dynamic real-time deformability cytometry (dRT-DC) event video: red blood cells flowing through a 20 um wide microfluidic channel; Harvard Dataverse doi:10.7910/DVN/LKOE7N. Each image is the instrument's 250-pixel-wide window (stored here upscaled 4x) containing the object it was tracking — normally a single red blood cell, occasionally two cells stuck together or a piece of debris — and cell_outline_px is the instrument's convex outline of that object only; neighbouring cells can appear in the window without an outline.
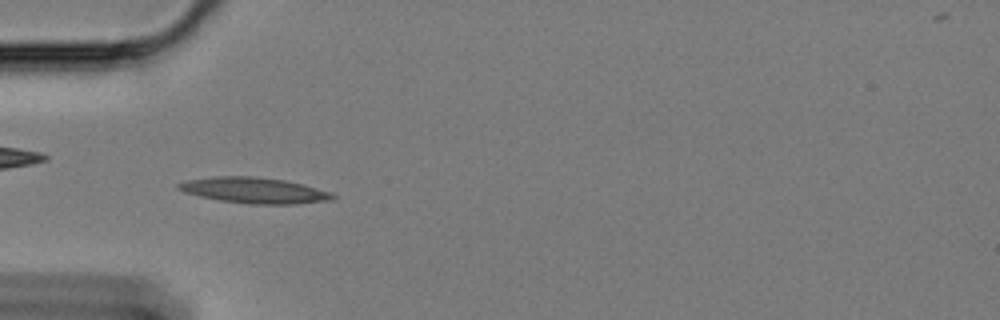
{"species": "Egyptian fruit bat (a non-hibernating species)", "species_latin": "Rousettus aegyptiacus", "temperature_condition": "cold", "stored_images_in_passage": 59, "camera_frame_rate_fps": 3000, "um_per_image_px": 0.085, "animal": {"sex": "female"}, "frame": {"image": 1, "passage_image": 18, "time_ms": 5.667, "image_size_px": [1000, 320], "cell_outline_px": [[336, 196], [332, 200], [296, 204], [252, 204], [220, 200], [200, 196], [184, 192], [176, 188], [176, 184], [188, 180], [216, 176], [252, 176], [284, 180], [332, 192]], "centroid_in_image_um": [21.61, 16.18], "position_along_channel_um": 63.4, "area_um2": 23.0}}
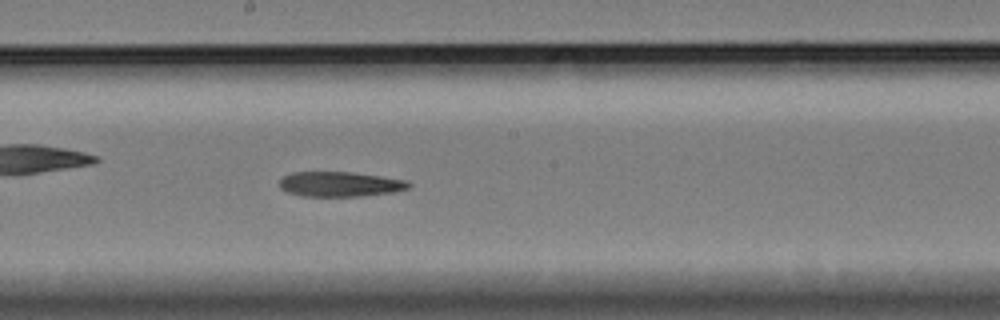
{"frame": {"image": 2, "passage_image": 32, "time_ms": 10.333, "image_size_px": [1000, 320], "cell_outline_px": [[412, 184], [408, 188], [396, 192], [360, 196], [304, 196], [288, 192], [280, 188], [280, 180], [284, 176], [292, 172], [352, 172], [408, 180]], "centroid_in_image_um": [28.94, 15.65], "position_along_channel_um": 219.3, "area_um2": 18.79}}
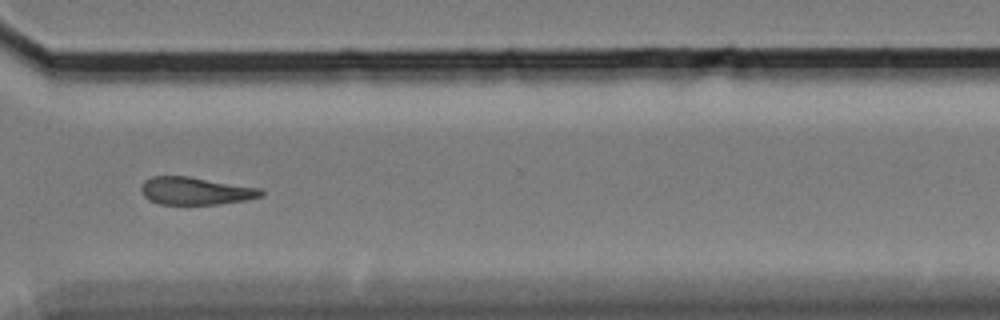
{"frame": {"image": 3, "passage_image": 44, "time_ms": 14.333, "image_size_px": [1000, 320], "cell_outline_px": [[264, 192], [260, 196], [244, 200], [220, 204], [160, 204], [144, 196], [140, 188], [140, 184], [144, 180], [152, 176], [188, 176], [260, 188]], "centroid_in_image_um": [16.58, 16.22], "position_along_channel_um": 354.0, "area_um2": 19.13}}